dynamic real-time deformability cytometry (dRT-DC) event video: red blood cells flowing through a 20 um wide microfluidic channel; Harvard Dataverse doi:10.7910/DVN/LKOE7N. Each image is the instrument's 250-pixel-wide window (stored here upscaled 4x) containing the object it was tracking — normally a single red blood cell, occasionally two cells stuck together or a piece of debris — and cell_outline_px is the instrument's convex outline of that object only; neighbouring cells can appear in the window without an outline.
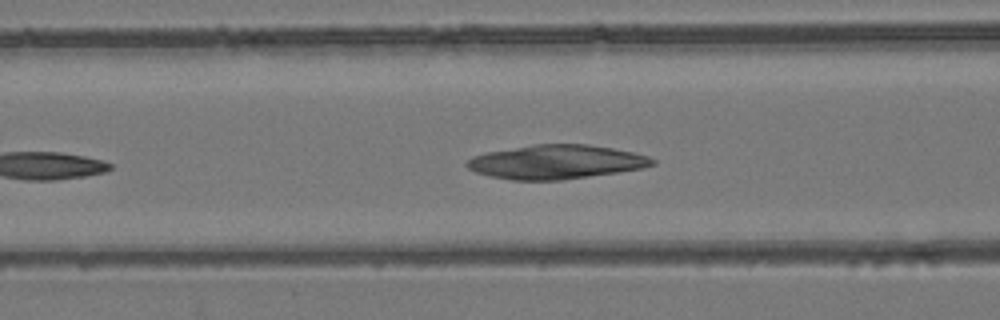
{"species": "common noctule bat (a hibernating species)", "species_latin": "Nyctalus noctula", "temperature_condition": "room temperature", "stored_images_in_passage": 38, "segment_of_instrument_passage": [1, 2], "camera_frame_rate_fps": 3000, "um_per_image_px": 0.085, "animal": {"sex": "female", "body_mass_g": 24.6, "forearm_length_mm": 56.2}, "frame": {"image": 1, "passage_image": 9, "time_ms": 2.667, "image_size_px": [1000, 320], "cell_outline_px": [[656, 164], [644, 168], [560, 180], [512, 180], [492, 176], [476, 172], [468, 168], [464, 164], [472, 156], [488, 152], [532, 144], [588, 144], [612, 148], [632, 152], [648, 156], [656, 160]], "centroid_in_image_um": [47.28, 13.76], "position_along_channel_um": 119.3, "area_um2": 36.59}}
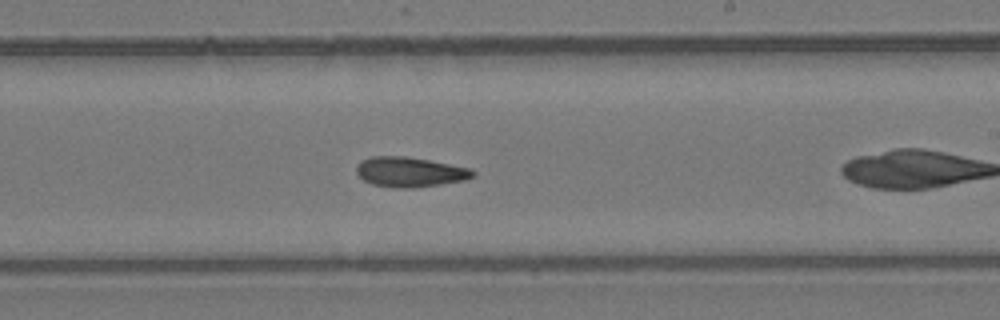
{"frame": {"image": 2, "passage_image": 16, "time_ms": 5.0, "image_size_px": [1000, 320], "cell_outline_px": [[476, 176], [464, 180], [440, 184], [412, 188], [404, 188], [372, 184], [364, 180], [356, 172], [356, 164], [360, 160], [372, 156], [404, 156], [428, 160], [472, 168], [476, 172]], "centroid_in_image_um": [34.85, 14.6], "position_along_channel_um": 254.2, "area_um2": 20.29}}
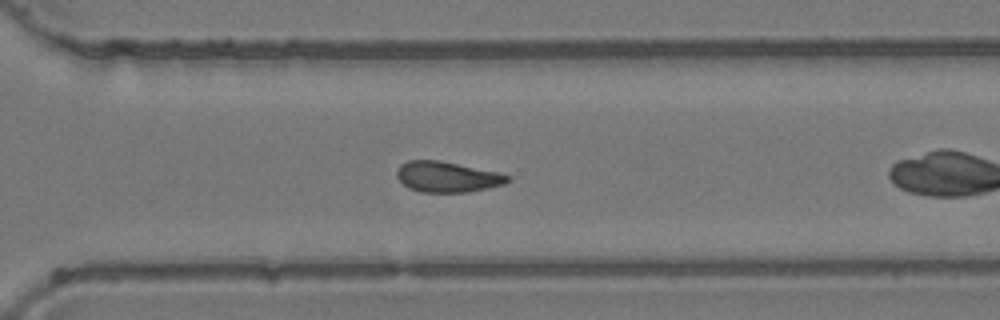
{"frame": {"image": 3, "passage_image": 22, "time_ms": 7.0, "image_size_px": [1000, 320], "cell_outline_px": [[512, 176], [504, 184], [488, 188], [468, 192], [420, 192], [408, 188], [396, 176], [396, 168], [400, 164], [408, 160], [440, 160], [500, 172]], "centroid_in_image_um": [38.01, 15.02], "position_along_channel_um": 332.6, "area_um2": 20.0}}